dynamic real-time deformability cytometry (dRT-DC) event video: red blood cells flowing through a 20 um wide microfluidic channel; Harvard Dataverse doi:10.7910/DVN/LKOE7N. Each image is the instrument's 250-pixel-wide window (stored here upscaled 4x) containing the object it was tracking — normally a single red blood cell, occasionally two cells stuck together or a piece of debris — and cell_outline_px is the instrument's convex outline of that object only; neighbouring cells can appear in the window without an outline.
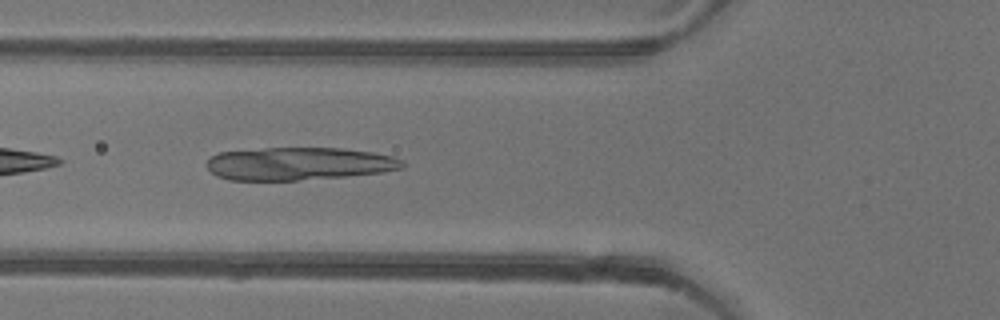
{"species": "common noctule bat (a hibernating species)", "species_latin": "Nyctalus noctula", "temperature_condition": "warm", "stored_images_in_passage": 27, "camera_frame_rate_fps": 3000, "um_per_image_px": 0.085, "animal": {"sex": "female"}, "frame": {"image": 1, "passage_image": 3, "time_ms": 0.667, "image_size_px": [1000, 320], "cell_outline_px": [[404, 168], [380, 172], [344, 176], [296, 180], [228, 180], [216, 176], [204, 164], [212, 156], [220, 152], [264, 148], [344, 148], [372, 152], [392, 156], [404, 160]], "centroid_in_image_um": [25.39, 13.91], "position_along_channel_um": 100.4, "area_um2": 37.4}}
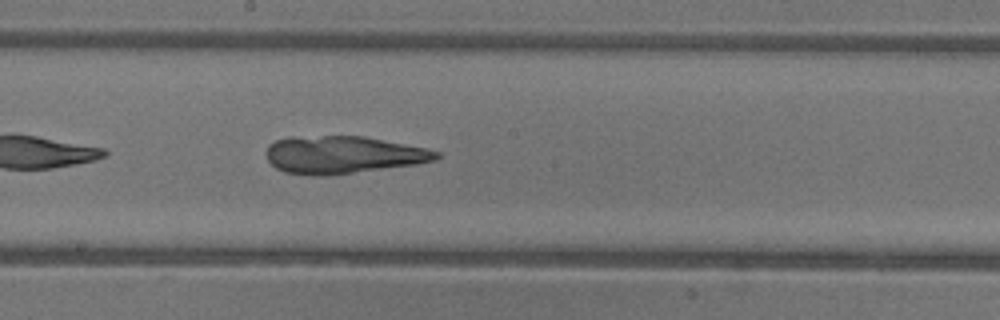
{"frame": {"image": 2, "passage_image": 12, "time_ms": 3.667, "image_size_px": [1000, 320], "cell_outline_px": [[440, 156], [436, 160], [416, 164], [320, 176], [312, 176], [284, 172], [276, 168], [268, 160], [264, 152], [268, 144], [276, 140], [288, 136], [364, 136], [424, 148], [440, 152]], "centroid_in_image_um": [29.07, 13.14], "position_along_channel_um": 219.1, "area_um2": 37.05}}
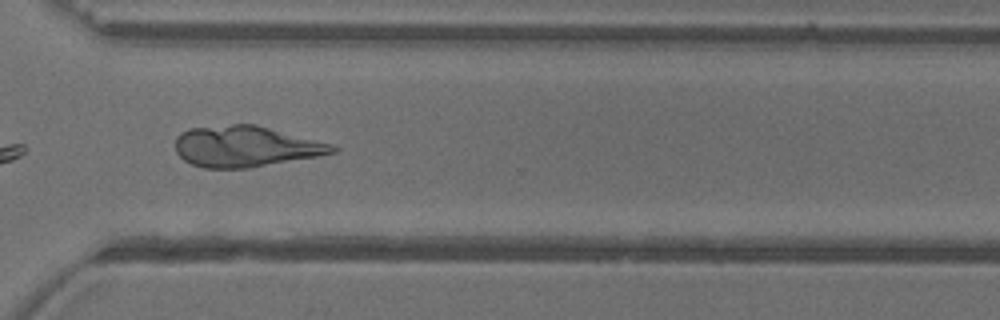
{"frame": {"image": 3, "passage_image": 22, "time_ms": 7.0, "image_size_px": [1000, 320], "cell_outline_px": [[336, 152], [316, 156], [248, 168], [204, 168], [192, 164], [184, 160], [176, 152], [176, 136], [180, 132], [188, 128], [232, 124], [256, 124], [332, 144], [336, 148]], "centroid_in_image_um": [20.82, 12.44], "position_along_channel_um": 349.8, "area_um2": 37.28}}